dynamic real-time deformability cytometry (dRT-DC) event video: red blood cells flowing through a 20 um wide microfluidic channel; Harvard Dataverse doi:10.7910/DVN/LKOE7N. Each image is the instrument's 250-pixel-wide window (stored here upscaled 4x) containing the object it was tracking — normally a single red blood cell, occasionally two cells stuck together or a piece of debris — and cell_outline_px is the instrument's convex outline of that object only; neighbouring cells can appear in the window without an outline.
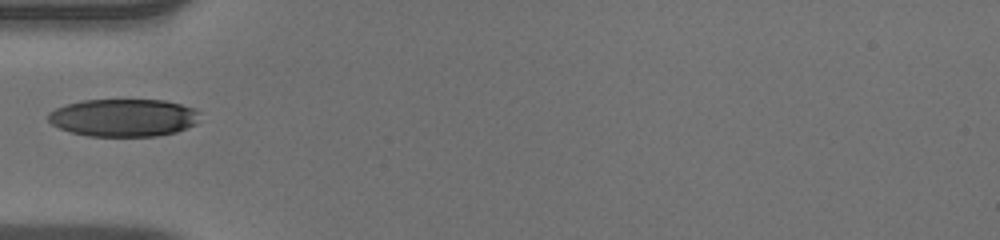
{"species": "human", "species_latin": "Homo sapiens", "temperature_condition": "warm", "stored_images_in_passage": 10, "camera_frame_rate_fps": 3000, "um_per_image_px": 0.085, "donor": {"sex": "male"}, "frame": {"image": 1, "passage_image": 1, "time_ms": 0.0, "image_size_px": [1000, 240], "cell_outline_px": [[200, 112], [196, 124], [176, 132], [156, 136], [88, 136], [68, 132], [52, 124], [48, 120], [48, 112], [56, 108], [80, 100], [164, 100], [196, 108]], "centroid_in_image_um": [10.5, 10.0], "position_along_channel_um": 74.5, "area_um2": 33.47}}
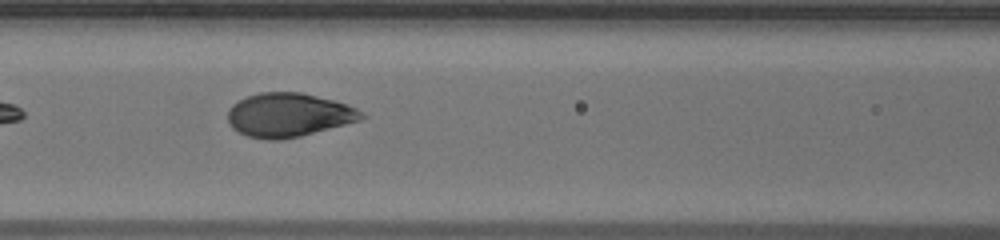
{"frame": {"image": 2, "passage_image": 6, "time_ms": 1.667, "image_size_px": [1000, 240], "cell_outline_px": [[368, 116], [360, 120], [300, 136], [280, 140], [268, 140], [248, 136], [232, 128], [228, 120], [228, 108], [232, 104], [248, 96], [260, 92], [300, 92], [336, 100], [356, 108], [364, 112]], "centroid_in_image_um": [24.55, 9.76], "position_along_channel_um": 142.1, "area_um2": 34.16}}